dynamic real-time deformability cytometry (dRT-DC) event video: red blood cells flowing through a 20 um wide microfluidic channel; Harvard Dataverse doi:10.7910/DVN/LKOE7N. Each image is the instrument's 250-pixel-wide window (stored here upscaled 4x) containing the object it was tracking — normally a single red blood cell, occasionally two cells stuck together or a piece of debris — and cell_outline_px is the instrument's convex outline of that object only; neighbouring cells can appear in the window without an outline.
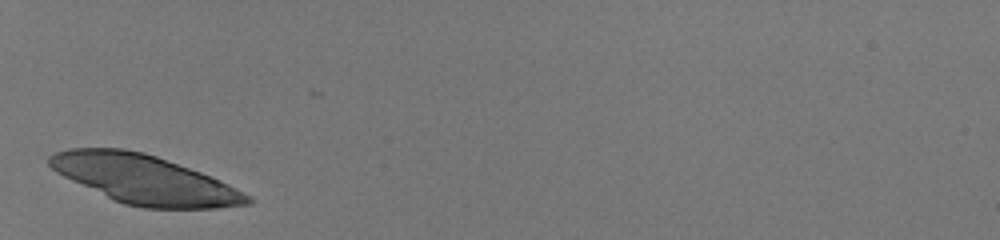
{"species": "human", "species_latin": "Homo sapiens", "temperature_condition": "room temperature", "stored_images_in_passage": 29, "camera_frame_rate_fps": 3000, "um_per_image_px": 0.085, "donor": {"sex": "male"}, "frame": {"image": 1, "passage_image": 1, "time_ms": 0.0, "image_size_px": [1000, 240], "cell_outline_px": [[256, 200], [252, 204], [216, 208], [144, 208], [124, 204], [112, 200], [56, 172], [48, 164], [48, 156], [56, 152], [68, 148], [124, 148], [144, 152], [156, 156], [212, 176], [252, 196]], "centroid_in_image_um": [12.3, 15.26], "position_along_channel_um": 72.7, "area_um2": 56.41}}